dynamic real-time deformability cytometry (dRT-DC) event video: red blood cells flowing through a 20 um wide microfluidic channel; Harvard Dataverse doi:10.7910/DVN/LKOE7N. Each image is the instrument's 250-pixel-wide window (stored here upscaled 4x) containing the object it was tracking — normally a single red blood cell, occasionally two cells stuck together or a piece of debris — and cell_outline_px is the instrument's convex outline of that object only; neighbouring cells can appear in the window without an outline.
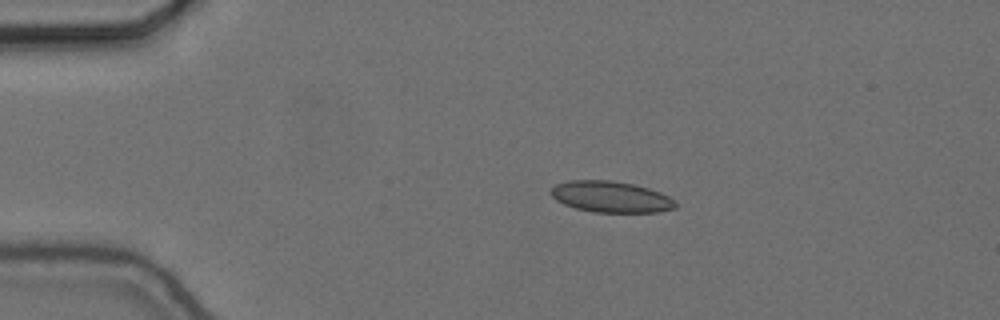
{"species": "common noctule bat (a hibernating species)", "species_latin": "Nyctalus noctula", "temperature_condition": "cold", "stored_images_in_passage": 46, "camera_frame_rate_fps": 3000, "um_per_image_px": 0.085, "animal": {"sex": "female", "body_mass_g": 24.6, "forearm_length_mm": 56.2}, "frame": {"image": 1, "passage_image": 1, "time_ms": 0.0, "image_size_px": [1000, 320], "cell_outline_px": [[676, 208], [656, 212], [592, 212], [576, 208], [564, 204], [556, 200], [552, 196], [552, 188], [556, 184], [568, 180], [612, 180], [632, 184], [648, 188], [660, 192], [676, 200]], "centroid_in_image_um": [51.94, 16.73], "position_along_channel_um": 33.1, "area_um2": 22.6}}
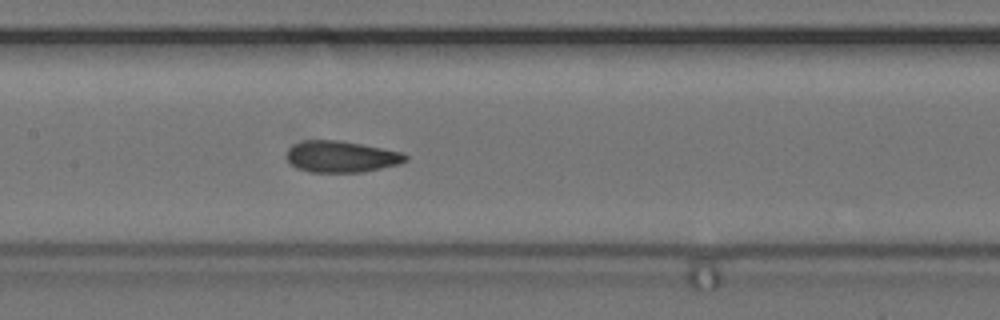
{"frame": {"image": 2, "passage_image": 17, "time_ms": 5.333, "image_size_px": [1000, 320], "cell_outline_px": [[408, 160], [400, 164], [364, 172], [308, 172], [296, 168], [288, 160], [288, 148], [292, 144], [304, 140], [336, 140], [360, 144], [404, 152], [408, 156]], "centroid_in_image_um": [29.03, 13.32], "position_along_channel_um": 178.4, "area_um2": 21.85}}
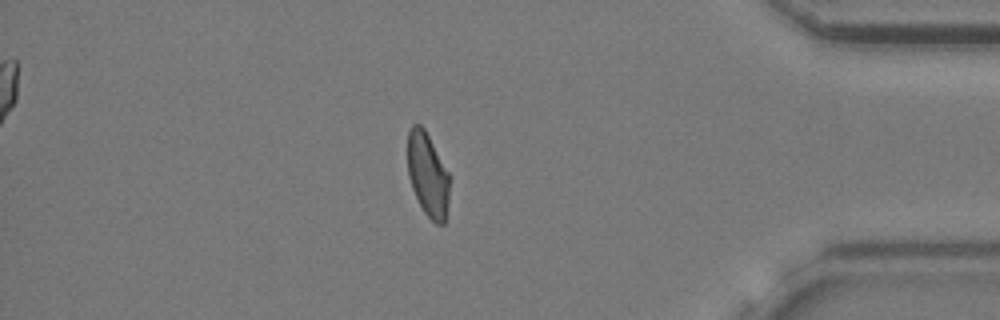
{"frame": {"image": 3, "passage_image": 38, "time_ms": 12.333, "image_size_px": [1000, 320], "cell_outline_px": [[452, 176], [444, 224], [436, 224], [424, 212], [412, 188], [408, 176], [408, 132], [412, 124], [420, 124], [424, 128]], "centroid_in_image_um": [36.39, 14.83], "position_along_channel_um": 398.8, "area_um2": 20.75}, "authors_computed_cell_mechanics": {"area_um2": 21.675, "velocity_mm_per_s": 3.6533, "shape_relaxation_time_tau1_ms": null, "shape_relaxation_time_tau2_ms": 1.1382, "deformation_change_tau1": null, "deformation_change_tau2": 0.0683}}